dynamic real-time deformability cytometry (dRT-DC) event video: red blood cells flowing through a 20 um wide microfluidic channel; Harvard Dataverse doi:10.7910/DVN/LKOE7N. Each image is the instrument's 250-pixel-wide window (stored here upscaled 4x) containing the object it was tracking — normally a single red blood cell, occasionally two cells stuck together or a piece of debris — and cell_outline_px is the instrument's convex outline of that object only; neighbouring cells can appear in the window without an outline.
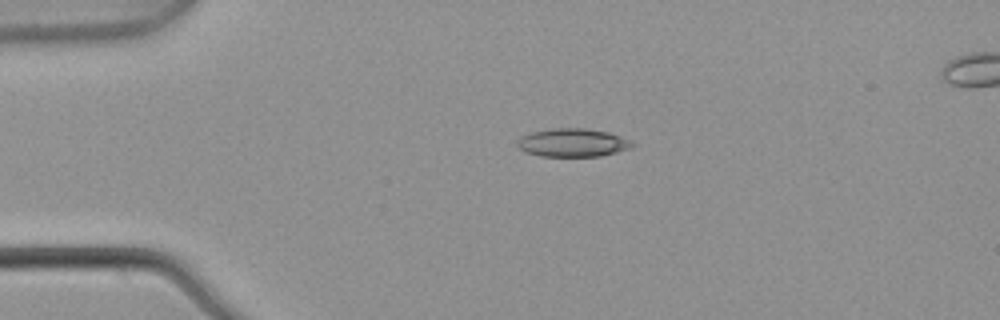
{"species": "common noctule bat (a hibernating species)", "species_latin": "Nyctalus noctula", "temperature_condition": "warm", "stored_images_in_passage": 2, "camera_frame_rate_fps": 3000, "um_per_image_px": 0.085, "animal": {"sex": "male", "body_mass_g": 21.5, "forearm_length_mm": 52.0}, "frame": {"image": 1, "passage_image": 2, "time_ms": 0.333, "image_size_px": [1000, 320], "cell_outline_px": [[636, 144], [632, 148], [600, 156], [540, 156], [524, 152], [516, 144], [520, 136], [532, 132], [552, 128], [584, 128], [608, 132], [632, 140]], "centroid_in_image_um": [48.69, 12.12], "position_along_channel_um": 36.3, "area_um2": 19.07}}